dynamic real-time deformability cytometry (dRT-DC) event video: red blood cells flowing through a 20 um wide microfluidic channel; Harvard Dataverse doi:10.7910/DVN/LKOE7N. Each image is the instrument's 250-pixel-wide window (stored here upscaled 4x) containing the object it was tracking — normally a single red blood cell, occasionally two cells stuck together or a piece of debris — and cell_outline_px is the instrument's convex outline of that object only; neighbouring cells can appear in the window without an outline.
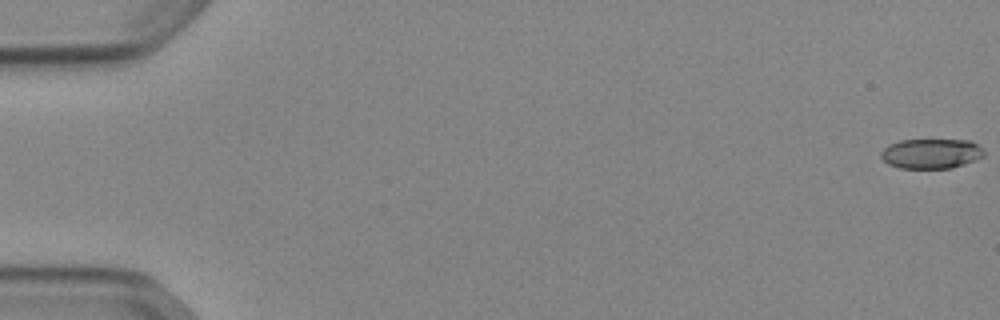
{"species": "Egyptian fruit bat (a non-hibernating species)", "species_latin": "Rousettus aegyptiacus", "temperature_condition": "cold", "stored_images_in_passage": 52, "camera_frame_rate_fps": 3000, "um_per_image_px": 0.085, "animal": {"sex": "female"}, "frame": {"image": 1, "passage_image": 1, "time_ms": 0.0, "image_size_px": [1000, 320], "cell_outline_px": [[984, 156], [964, 164], [952, 168], [900, 168], [888, 164], [880, 156], [880, 152], [888, 144], [900, 140], [972, 140], [984, 152]], "centroid_in_image_um": [79.12, 13.05], "position_along_channel_um": 5.9, "area_um2": 17.92}}
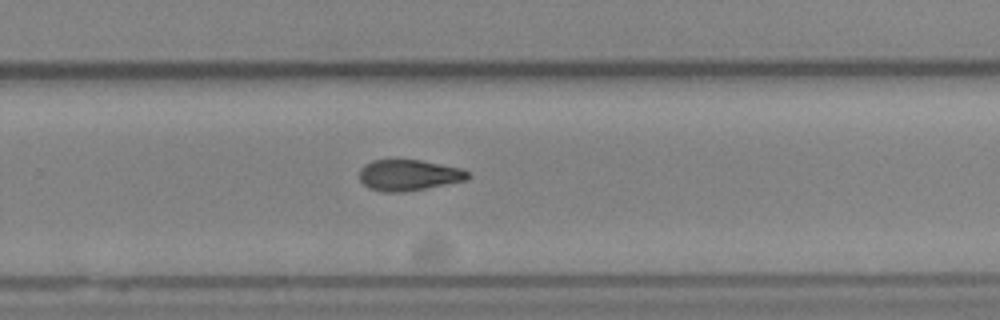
{"frame": {"image": 2, "passage_image": 36, "time_ms": 11.667, "image_size_px": [1000, 320], "cell_outline_px": [[468, 176], [464, 180], [424, 188], [400, 192], [384, 192], [368, 188], [360, 180], [360, 168], [364, 164], [372, 160], [420, 160], [464, 168], [468, 172]], "centroid_in_image_um": [34.7, 14.87], "position_along_channel_um": 295.1, "area_um2": 19.36}}
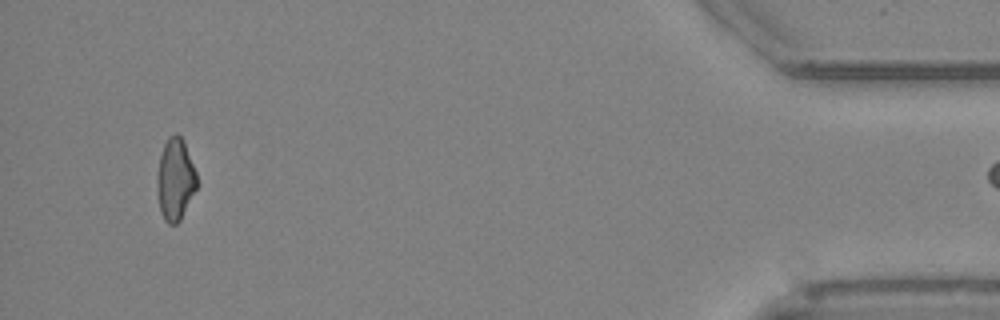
{"frame": {"image": 3, "passage_image": 51, "time_ms": 16.667, "image_size_px": [1000, 320], "cell_outline_px": [[200, 184], [180, 220], [176, 224], [168, 224], [164, 220], [160, 212], [156, 192], [156, 180], [160, 156], [164, 144], [168, 136], [176, 132], [184, 140], [196, 172]], "centroid_in_image_um": [14.91, 15.26], "position_along_channel_um": 420.3, "area_um2": 19.54}}